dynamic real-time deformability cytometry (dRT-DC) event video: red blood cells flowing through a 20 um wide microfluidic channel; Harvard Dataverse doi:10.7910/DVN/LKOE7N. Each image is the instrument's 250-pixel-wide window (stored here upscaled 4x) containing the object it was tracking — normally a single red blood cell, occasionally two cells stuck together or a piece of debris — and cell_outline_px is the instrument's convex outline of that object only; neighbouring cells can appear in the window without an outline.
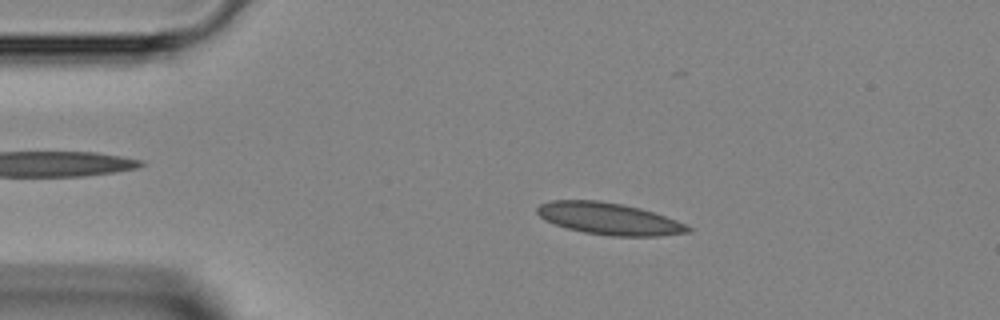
{"species": "Egyptian fruit bat (a non-hibernating species)", "species_latin": "Rousettus aegyptiacus", "temperature_condition": "room temperature", "stored_images_in_passage": 44, "camera_frame_rate_fps": 3000, "um_per_image_px": 0.085, "animal": {"sex": "female"}, "frame": {"image": 1, "passage_image": 7, "time_ms": 2.0, "image_size_px": [1000, 320], "cell_outline_px": [[692, 228], [688, 232], [660, 236], [612, 236], [584, 232], [568, 228], [544, 220], [536, 212], [536, 208], [540, 204], [548, 200], [600, 200], [624, 204], [640, 208], [688, 224]], "centroid_in_image_um": [51.75, 18.58], "position_along_channel_um": 33.2, "area_um2": 28.03}}
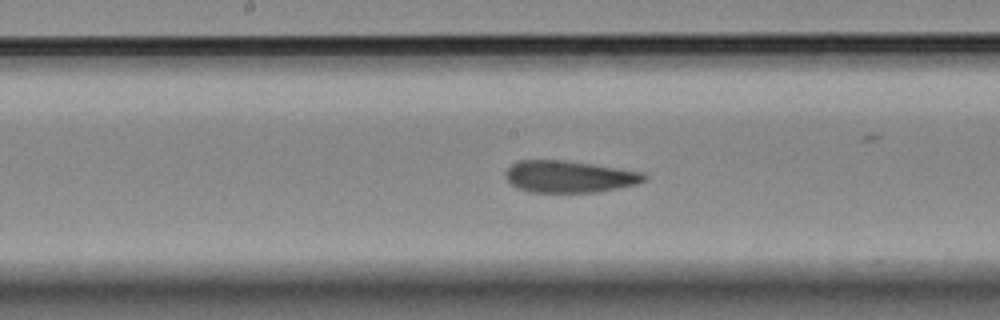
{"frame": {"image": 2, "passage_image": 21, "time_ms": 6.667, "image_size_px": [1000, 320], "cell_outline_px": [[648, 176], [644, 180], [636, 184], [600, 192], [528, 192], [516, 188], [504, 176], [504, 172], [512, 164], [520, 160], [560, 160], [592, 164], [644, 172]], "centroid_in_image_um": [48.37, 15.02], "position_along_channel_um": 199.8, "area_um2": 25.78}}
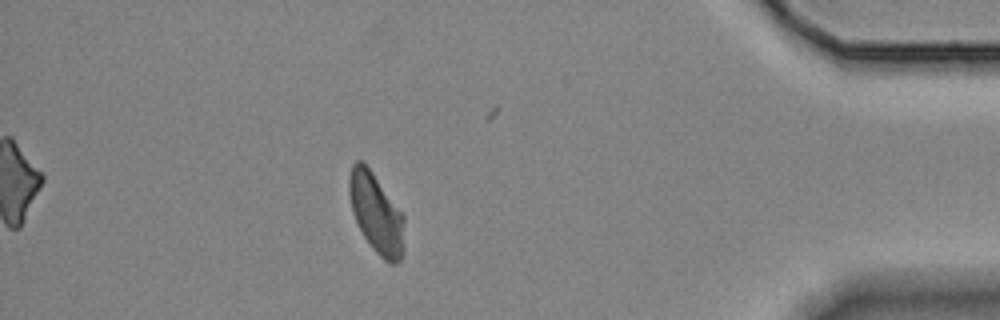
{"frame": {"image": 3, "passage_image": 38, "time_ms": 12.333, "image_size_px": [1000, 320], "cell_outline_px": [[404, 256], [396, 264], [388, 264], [372, 248], [364, 236], [352, 212], [348, 192], [348, 180], [352, 164], [356, 160], [360, 160], [372, 172], [404, 216]], "centroid_in_image_um": [31.99, 18.18], "position_along_channel_um": 403.2, "area_um2": 25.61}}